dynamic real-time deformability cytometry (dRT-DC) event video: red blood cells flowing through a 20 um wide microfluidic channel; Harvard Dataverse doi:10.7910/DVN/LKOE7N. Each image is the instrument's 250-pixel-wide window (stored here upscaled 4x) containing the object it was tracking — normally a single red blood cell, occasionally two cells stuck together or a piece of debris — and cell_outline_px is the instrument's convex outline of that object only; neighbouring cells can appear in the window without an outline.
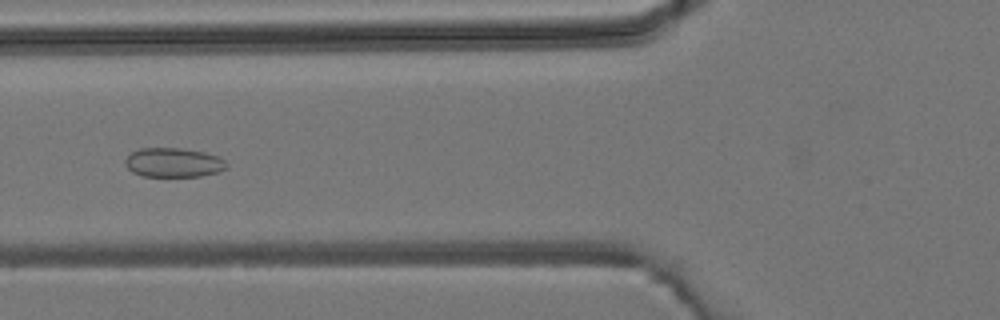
{"species": "common noctule bat (a hibernating species)", "species_latin": "Nyctalus noctula", "temperature_condition": "room temperature", "stored_images_in_passage": 6, "camera_frame_rate_fps": 3000, "um_per_image_px": 0.085, "animal": {"sex": "male", "body_mass_g": 19.2, "forearm_length_mm": 51.8}, "frame": {"image": 1, "passage_image": 6, "time_ms": 5.667, "image_size_px": [1000, 320], "cell_outline_px": [[228, 168], [220, 172], [200, 176], [144, 176], [132, 172], [124, 164], [124, 160], [132, 152], [140, 148], [180, 148], [204, 152], [220, 156], [228, 164]], "centroid_in_image_um": [14.78, 13.81], "position_along_channel_um": 111.0, "area_um2": 17.46}}